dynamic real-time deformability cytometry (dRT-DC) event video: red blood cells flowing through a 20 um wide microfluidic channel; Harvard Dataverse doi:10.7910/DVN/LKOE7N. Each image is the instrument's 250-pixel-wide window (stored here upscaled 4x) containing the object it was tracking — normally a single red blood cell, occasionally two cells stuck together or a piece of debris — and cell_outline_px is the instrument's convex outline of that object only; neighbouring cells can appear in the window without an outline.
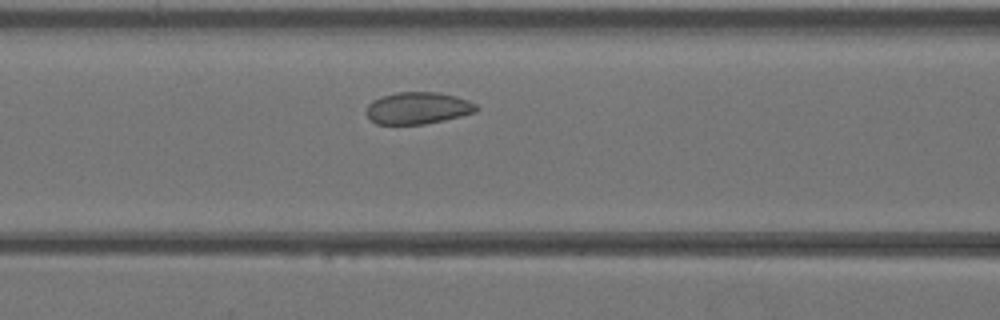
{"species": "Egyptian fruit bat (a non-hibernating species)", "species_latin": "Rousettus aegyptiacus", "temperature_condition": "warm", "stored_images_in_passage": 30, "camera_frame_rate_fps": 3000, "um_per_image_px": 0.085, "animal": {"sex": "female"}, "frame": {"image": 1, "passage_image": 9, "time_ms": 2.667, "image_size_px": [1000, 320], "cell_outline_px": [[480, 108], [476, 112], [444, 120], [424, 124], [376, 124], [364, 112], [368, 104], [372, 100], [396, 92], [440, 92], [456, 96], [468, 100], [476, 104]], "centroid_in_image_um": [35.52, 9.18], "position_along_channel_um": 131.1, "area_um2": 20.58}}
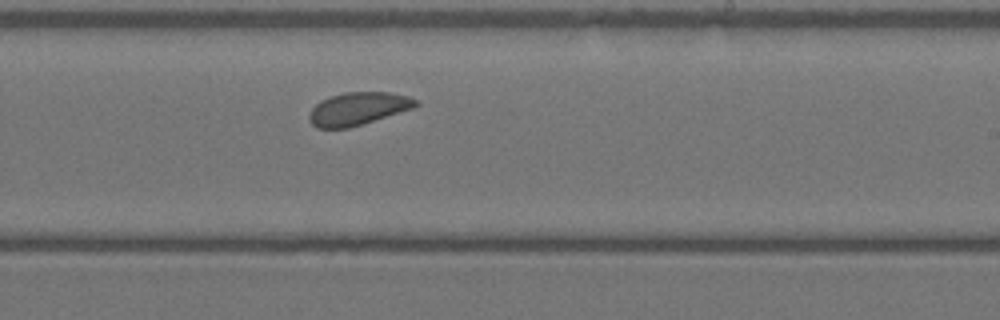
{"frame": {"image": 2, "passage_image": 17, "time_ms": 5.333, "image_size_px": [1000, 320], "cell_outline_px": [[420, 104], [412, 108], [348, 128], [316, 128], [308, 120], [308, 112], [320, 100], [344, 92], [388, 92], [408, 96], [416, 100]], "centroid_in_image_um": [30.38, 9.23], "position_along_channel_um": 258.6, "area_um2": 20.17}}
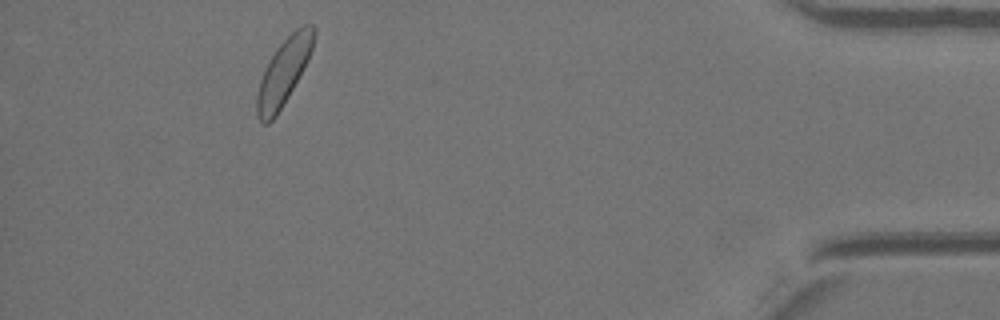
{"frame": {"image": 3, "passage_image": 30, "time_ms": 9.667, "image_size_px": [1000, 320], "cell_outline_px": [[316, 36], [308, 60], [288, 96], [276, 116], [268, 124], [264, 124], [256, 116], [256, 96], [260, 80], [268, 60], [276, 48], [300, 24], [312, 24], [316, 28]], "centroid_in_image_um": [24.11, 6.08], "position_along_channel_um": 411.1, "area_um2": 21.91}}